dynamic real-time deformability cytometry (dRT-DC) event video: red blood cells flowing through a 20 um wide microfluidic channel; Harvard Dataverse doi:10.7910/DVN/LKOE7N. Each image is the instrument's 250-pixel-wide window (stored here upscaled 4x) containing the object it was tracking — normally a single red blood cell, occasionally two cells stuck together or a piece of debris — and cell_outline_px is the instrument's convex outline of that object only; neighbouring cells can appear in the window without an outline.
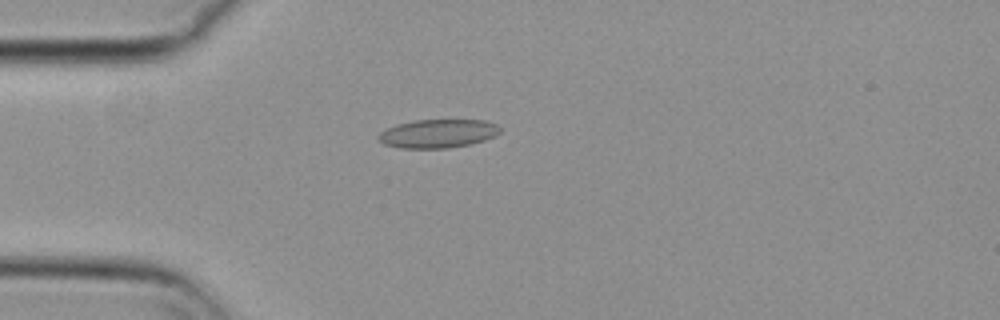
{"species": "common noctule bat (a hibernating species)", "species_latin": "Nyctalus noctula", "temperature_condition": "cold", "stored_images_in_passage": 45, "camera_frame_rate_fps": 3000, "um_per_image_px": 0.085, "animal": {"sex": "female", "body_mass_g": 29.2, "forearm_length_mm": 56.3}, "frame": {"image": 1, "passage_image": 4, "time_ms": 1.0, "image_size_px": [1000, 320], "cell_outline_px": [[500, 132], [496, 136], [472, 144], [448, 148], [400, 148], [384, 144], [376, 136], [380, 132], [396, 124], [412, 120], [484, 120], [496, 124], [500, 128]], "centroid_in_image_um": [37.23, 11.35], "position_along_channel_um": 47.8, "area_um2": 20.35}}
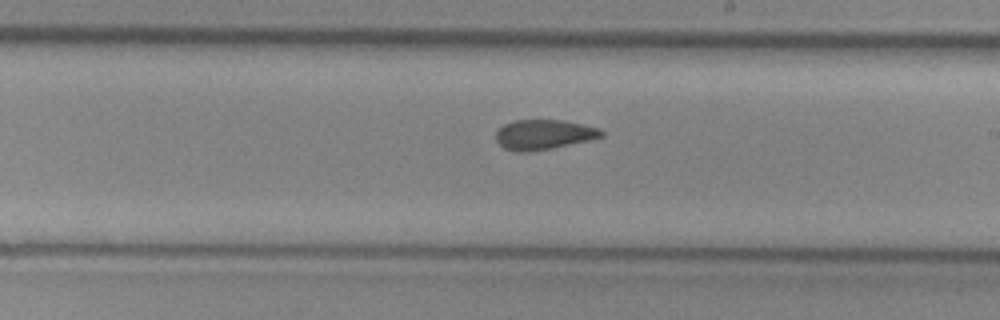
{"frame": {"image": 2, "passage_image": 21, "time_ms": 6.667, "image_size_px": [1000, 320], "cell_outline_px": [[604, 136], [588, 140], [552, 148], [528, 152], [516, 152], [504, 148], [496, 140], [496, 132], [504, 124], [516, 120], [564, 120], [600, 128], [604, 132]], "centroid_in_image_um": [46.22, 11.44], "position_along_channel_um": 242.8, "area_um2": 18.32}}
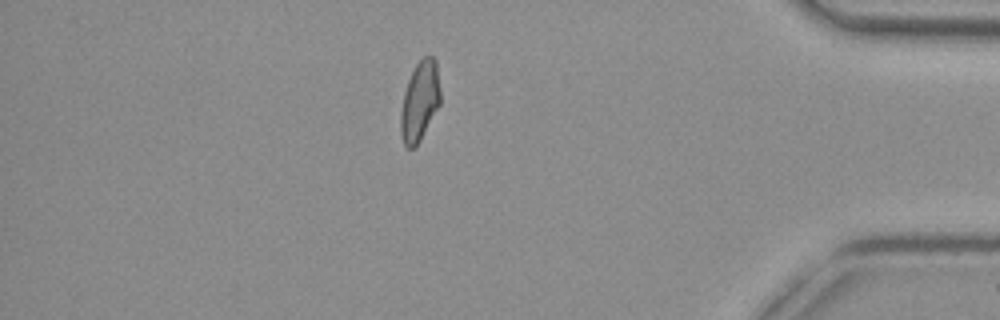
{"frame": {"image": 3, "passage_image": 37, "time_ms": 12.0, "image_size_px": [1000, 320], "cell_outline_px": [[440, 104], [420, 140], [412, 148], [408, 148], [404, 144], [400, 132], [400, 112], [404, 92], [408, 80], [416, 64], [424, 56], [432, 56], [436, 60], [440, 92]], "centroid_in_image_um": [35.67, 8.59], "position_along_channel_um": 399.5, "area_um2": 18.26}, "authors_computed_cell_mechanics": {"area_um2": 18.8428, "velocity_mm_per_s": 3.6921, "shape_relaxation_time_tau1_ms": null, "shape_relaxation_time_tau2_ms": 1.9387, "deformation_change_tau1": null, "deformation_change_tau2": 0.0776}}